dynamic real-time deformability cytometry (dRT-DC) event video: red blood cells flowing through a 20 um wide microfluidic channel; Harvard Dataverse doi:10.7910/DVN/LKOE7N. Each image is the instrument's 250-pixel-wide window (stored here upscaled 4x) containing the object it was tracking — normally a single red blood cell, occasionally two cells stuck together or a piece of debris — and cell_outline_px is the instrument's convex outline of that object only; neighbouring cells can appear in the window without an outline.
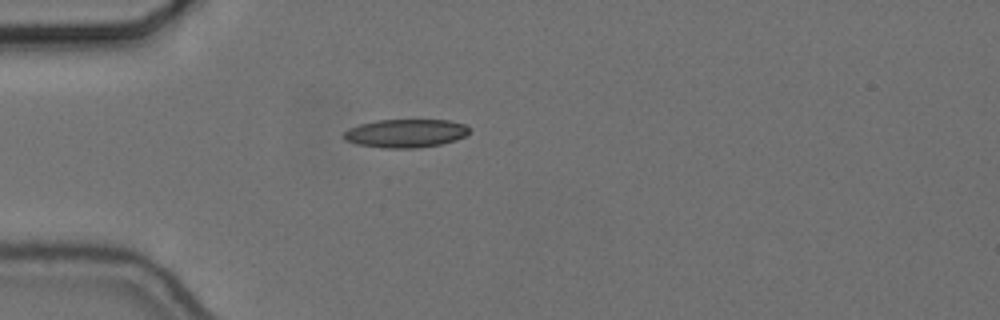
{"species": "common noctule bat (a hibernating species)", "species_latin": "Nyctalus noctula", "temperature_condition": "cold", "stored_images_in_passage": 41, "camera_frame_rate_fps": 3000, "um_per_image_px": 0.085, "animal": {"sex": "female", "body_mass_g": 24.6, "forearm_length_mm": 56.2}, "frame": {"image": 1, "passage_image": 1, "time_ms": 0.0, "image_size_px": [1000, 320], "cell_outline_px": [[468, 132], [464, 136], [456, 140], [440, 144], [416, 148], [380, 148], [356, 144], [344, 140], [340, 136], [348, 128], [360, 124], [376, 120], [448, 120], [464, 124], [468, 128]], "centroid_in_image_um": [34.4, 11.33], "position_along_channel_um": 50.6, "area_um2": 20.87}}
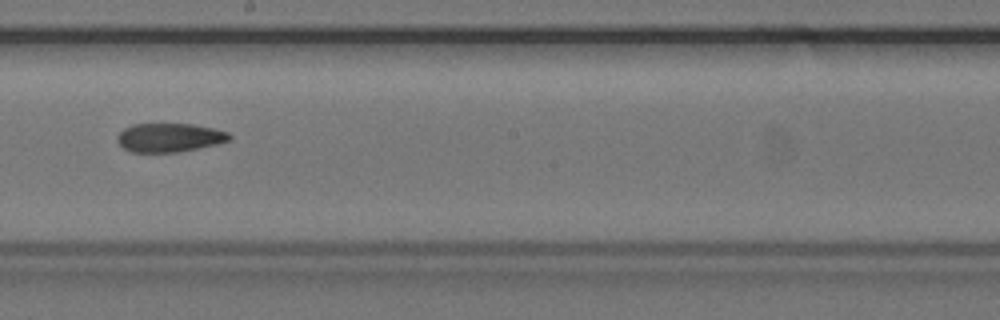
{"frame": {"image": 2, "passage_image": 17, "time_ms": 5.333, "image_size_px": [1000, 320], "cell_outline_px": [[232, 136], [228, 140], [216, 144], [176, 152], [132, 152], [124, 148], [116, 140], [116, 136], [124, 128], [132, 124], [192, 124], [212, 128], [228, 132]], "centroid_in_image_um": [14.36, 11.68], "position_along_channel_um": 233.8, "area_um2": 18.61}}
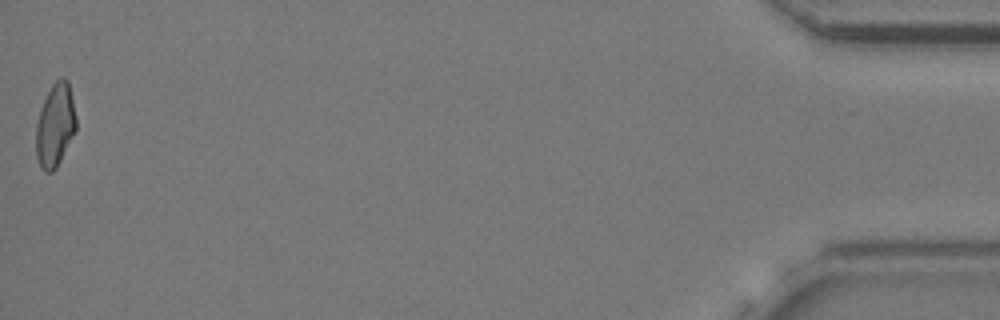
{"frame": {"image": 3, "passage_image": 41, "time_ms": 13.333, "image_size_px": [1000, 320], "cell_outline_px": [[76, 128], [56, 168], [52, 172], [44, 172], [36, 156], [36, 124], [40, 108], [52, 84], [60, 76], [64, 76], [68, 80], [76, 116]], "centroid_in_image_um": [4.68, 10.61], "position_along_channel_um": 430.5, "area_um2": 19.31}, "authors_computed_cell_mechanics": {"area_um2": 19.4208, "velocity_mm_per_s": 3.6735, "shape_relaxation_time_tau1_ms": null, "shape_relaxation_time_tau2_ms": 4.6507, "deformation_change_tau1": null, "deformation_change_tau2": 0.1221}}